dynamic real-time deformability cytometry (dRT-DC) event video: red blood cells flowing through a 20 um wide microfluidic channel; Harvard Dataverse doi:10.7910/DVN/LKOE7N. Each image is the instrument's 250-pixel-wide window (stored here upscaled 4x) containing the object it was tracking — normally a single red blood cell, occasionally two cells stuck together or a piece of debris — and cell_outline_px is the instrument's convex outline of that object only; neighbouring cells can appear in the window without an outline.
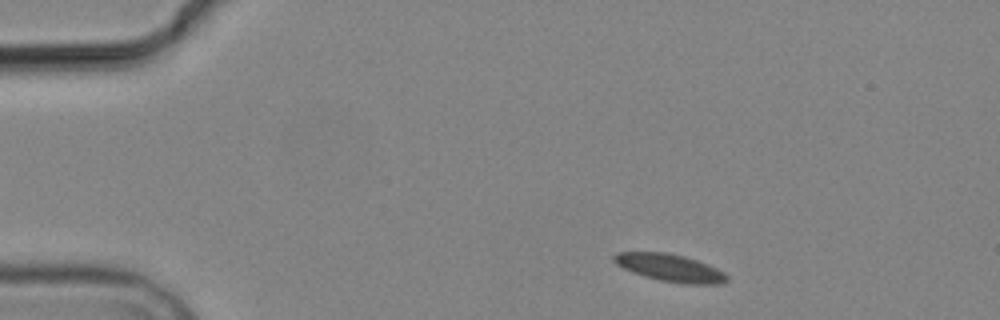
{"species": "common noctule bat (a hibernating species)", "species_latin": "Nyctalus noctula", "temperature_condition": "cold", "stored_images_in_passage": 3, "camera_frame_rate_fps": 3000, "um_per_image_px": 0.085, "animal": {"sex": "male", "body_mass_g": 19.2, "forearm_length_mm": 51.8}, "frame": {"image": 1, "passage_image": 1, "time_ms": 0.0, "image_size_px": [1000, 320], "cell_outline_px": [[728, 280], [724, 284], [684, 284], [660, 280], [644, 276], [632, 272], [616, 264], [612, 260], [612, 256], [620, 252], [664, 252], [684, 256], [708, 264], [724, 272], [728, 276]], "centroid_in_image_um": [56.97, 22.77], "position_along_channel_um": 28.0, "area_um2": 18.09}}